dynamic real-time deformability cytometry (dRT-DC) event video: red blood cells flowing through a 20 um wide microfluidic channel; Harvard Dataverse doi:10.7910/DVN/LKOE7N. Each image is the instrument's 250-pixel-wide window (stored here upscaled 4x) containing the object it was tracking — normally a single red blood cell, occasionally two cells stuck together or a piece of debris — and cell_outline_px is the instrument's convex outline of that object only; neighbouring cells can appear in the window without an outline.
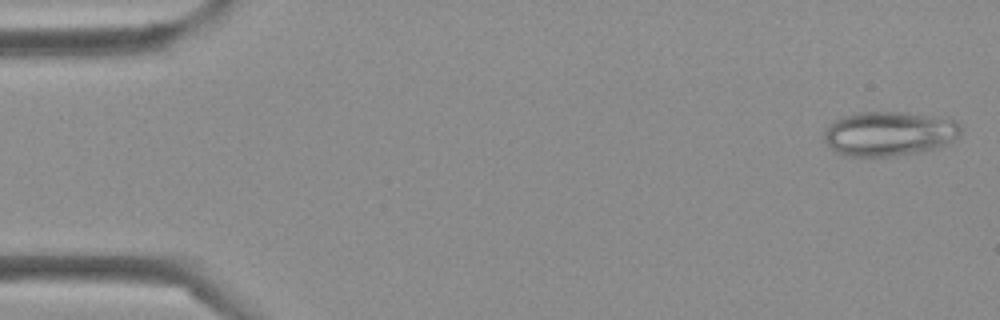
{"species": "Egyptian fruit bat (a non-hibernating species)", "species_latin": "Rousettus aegyptiacus", "temperature_condition": "cold", "stored_images_in_passage": 43, "camera_frame_rate_fps": 3000, "um_per_image_px": 0.085, "frame": {"image": 1, "passage_image": 1, "time_ms": 0.0, "image_size_px": [1000, 320], "cell_outline_px": [[960, 136], [952, 144], [940, 148], [924, 152], [892, 156], [848, 156], [836, 152], [824, 140], [824, 132], [836, 120], [844, 116], [856, 112], [900, 112], [948, 116], [956, 120], [960, 124]], "centroid_in_image_um": [75.71, 11.36], "position_along_channel_um": 9.3, "area_um2": 36.18}}
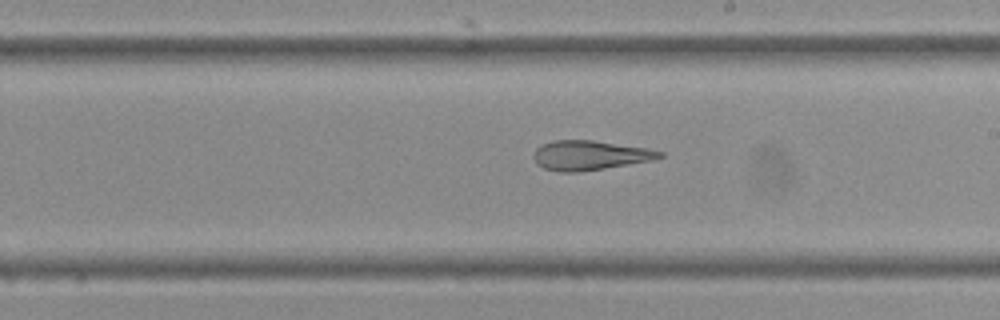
{"frame": {"image": 2, "passage_image": 24, "time_ms": 7.667, "image_size_px": [1000, 320], "cell_outline_px": [[664, 156], [652, 160], [604, 168], [576, 172], [560, 172], [544, 168], [536, 164], [532, 156], [536, 148], [540, 144], [552, 140], [592, 140], [648, 148], [664, 152]], "centroid_in_image_um": [50.09, 13.19], "position_along_channel_um": 238.9, "area_um2": 21.73}}
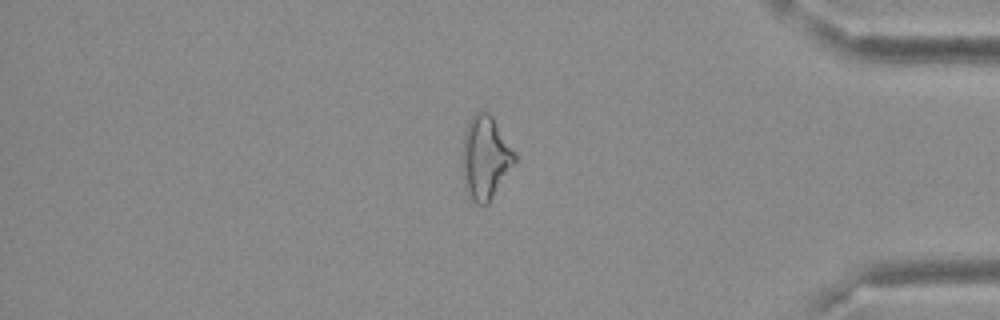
{"frame": {"image": 3, "passage_image": 36, "time_ms": 11.667, "image_size_px": [1000, 320], "cell_outline_px": [[516, 160], [488, 204], [476, 204], [472, 200], [464, 188], [464, 132], [472, 116], [476, 112], [488, 112], [492, 116], [516, 152]], "centroid_in_image_um": [41.28, 13.4], "position_along_channel_um": 393.9, "area_um2": 24.85}}